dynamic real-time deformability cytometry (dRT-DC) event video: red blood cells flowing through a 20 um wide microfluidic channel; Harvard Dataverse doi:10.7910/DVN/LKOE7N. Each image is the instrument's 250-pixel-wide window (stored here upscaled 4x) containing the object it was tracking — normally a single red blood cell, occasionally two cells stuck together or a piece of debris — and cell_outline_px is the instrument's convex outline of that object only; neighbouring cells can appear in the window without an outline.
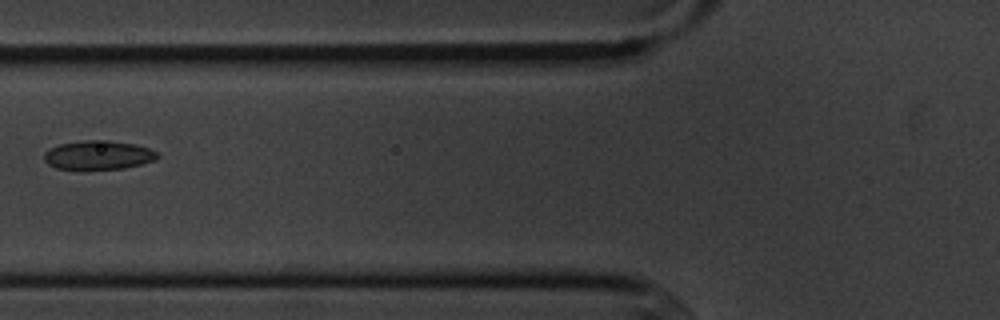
{"species": "common noctule bat (a hibernating species)", "species_latin": "Nyctalus noctula", "temperature_condition": "cold", "stored_images_in_passage": 6, "camera_frame_rate_fps": 3000, "um_per_image_px": 0.085, "animal": {"sex": "male", "body_mass_g": 20.1, "forearm_length_mm": 53.5}, "frame": {"image": 1, "passage_image": 6, "time_ms": 6.667, "image_size_px": [1000, 320], "cell_outline_px": [[160, 156], [156, 160], [124, 168], [84, 172], [56, 168], [48, 164], [44, 160], [44, 152], [48, 148], [60, 144], [84, 140], [108, 140], [136, 144], [148, 148], [156, 152]], "centroid_in_image_um": [8.31, 13.22], "position_along_channel_um": 117.5, "area_um2": 19.88}}